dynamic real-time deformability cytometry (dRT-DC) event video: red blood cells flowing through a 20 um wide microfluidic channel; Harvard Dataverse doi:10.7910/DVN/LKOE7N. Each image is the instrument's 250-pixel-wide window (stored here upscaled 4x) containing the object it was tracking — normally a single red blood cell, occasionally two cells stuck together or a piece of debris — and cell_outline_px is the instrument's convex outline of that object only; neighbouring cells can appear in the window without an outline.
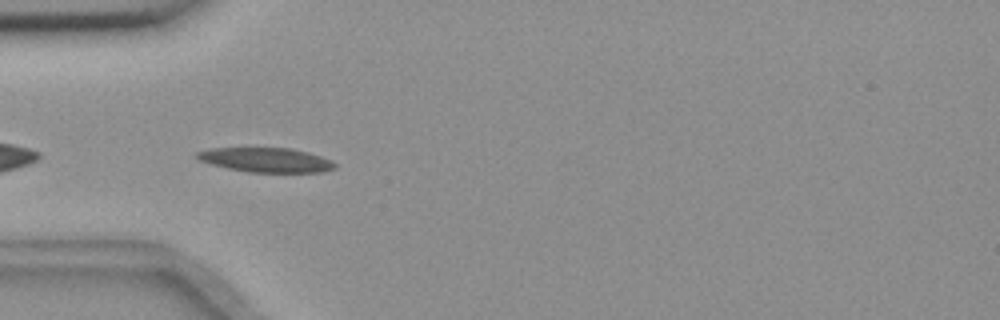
{"species": "common noctule bat (a hibernating species)", "species_latin": "Nyctalus noctula", "temperature_condition": "room temperature", "stored_images_in_passage": 37, "camera_frame_rate_fps": 3000, "um_per_image_px": 0.085, "animal": {"sex": "female", "body_mass_g": 18.4}, "frame": {"image": 1, "passage_image": 3, "time_ms": 0.667, "image_size_px": [1000, 320], "cell_outline_px": [[336, 168], [324, 172], [248, 172], [228, 168], [212, 164], [200, 160], [196, 156], [196, 152], [208, 148], [292, 148], [308, 152], [332, 160], [336, 164]], "centroid_in_image_um": [22.64, 13.59], "position_along_channel_um": 62.4, "area_um2": 19.65}}
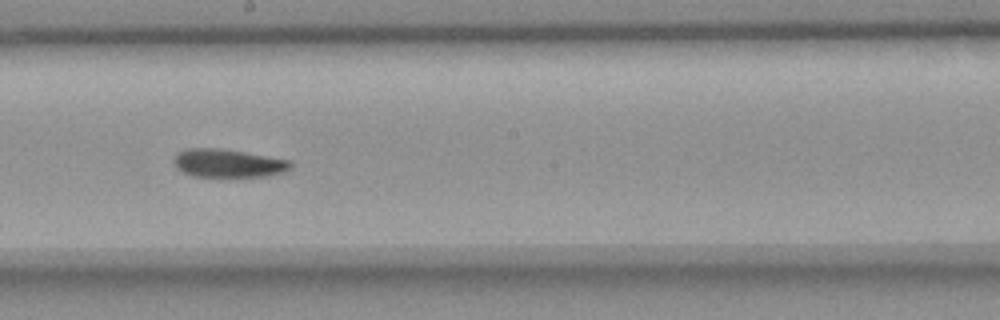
{"frame": {"image": 2, "passage_image": 17, "time_ms": 5.333, "image_size_px": [1000, 320], "cell_outline_px": [[292, 168], [284, 172], [268, 176], [192, 176], [176, 168], [172, 160], [176, 152], [188, 148], [220, 148], [244, 152], [288, 160], [292, 164]], "centroid_in_image_um": [19.34, 13.87], "position_along_channel_um": 228.9, "area_um2": 19.19}}
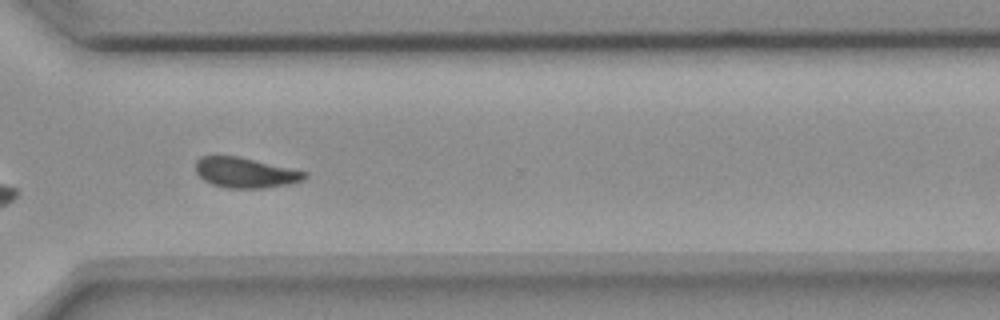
{"frame": {"image": 3, "passage_image": 27, "time_ms": 8.667, "image_size_px": [1000, 320], "cell_outline_px": [[308, 176], [304, 180], [292, 184], [264, 188], [228, 188], [212, 184], [204, 180], [196, 172], [196, 160], [200, 156], [240, 156], [308, 172]], "centroid_in_image_um": [20.89, 14.67], "position_along_channel_um": 349.7, "area_um2": 19.42}, "authors_computed_cell_mechanics": {"area_um2": 19.652, "velocity_mm_per_s": 3.6105, "shape_relaxation_time_tau1_ms": null, "shape_relaxation_time_tau2_ms": 5.9839, "deformation_change_tau1": null, "deformation_change_tau2": 0.1266}}